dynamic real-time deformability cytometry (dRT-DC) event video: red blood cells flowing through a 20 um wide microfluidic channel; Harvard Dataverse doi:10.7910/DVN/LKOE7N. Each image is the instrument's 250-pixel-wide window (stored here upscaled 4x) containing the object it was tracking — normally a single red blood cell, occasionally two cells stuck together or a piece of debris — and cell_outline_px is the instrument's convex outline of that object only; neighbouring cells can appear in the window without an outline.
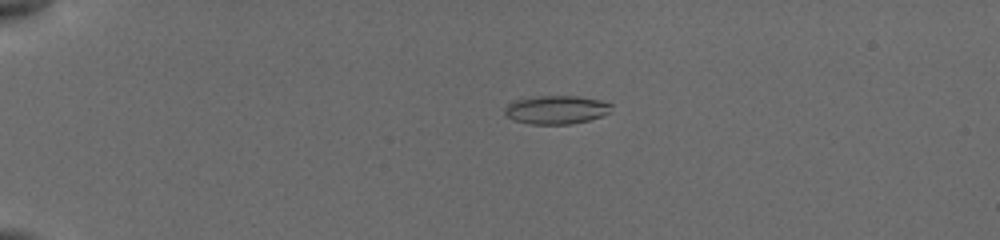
{"species": "common noctule bat (a hibernating species)", "species_latin": "Nyctalus noctula", "temperature_condition": "cold", "stored_images_in_passage": 20, "camera_frame_rate_fps": 3000, "um_per_image_px": 0.085, "animal": {"sex": "female", "body_mass_g": 19.5, "forearm_length_mm": 54.1}, "frame": {"image": 1, "passage_image": 5, "time_ms": 2.0, "image_size_px": [1000, 240], "cell_outline_px": [[612, 112], [588, 120], [572, 124], [532, 124], [512, 120], [504, 112], [504, 108], [508, 104], [516, 100], [540, 96], [576, 96], [600, 100], [612, 104]], "centroid_in_image_um": [47.3, 9.33], "position_along_channel_um": 37.7, "area_um2": 17.63}}
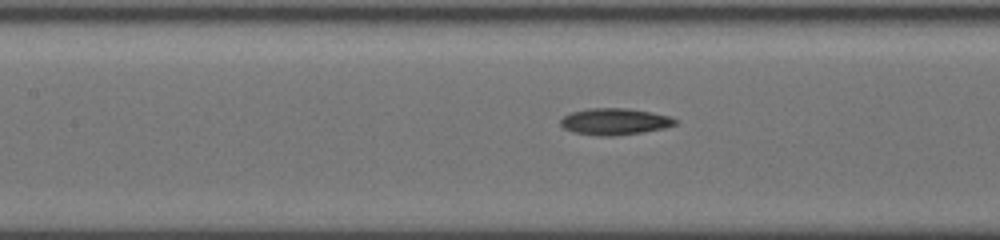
{"frame": {"image": 2, "passage_image": 16, "time_ms": 6.667, "image_size_px": [1000, 240], "cell_outline_px": [[676, 124], [664, 128], [640, 132], [612, 136], [596, 136], [572, 132], [564, 128], [560, 124], [560, 120], [564, 116], [572, 112], [588, 108], [628, 108], [668, 116], [676, 120]], "centroid_in_image_um": [52.19, 10.33], "position_along_channel_um": 155.2, "area_um2": 17.57}}
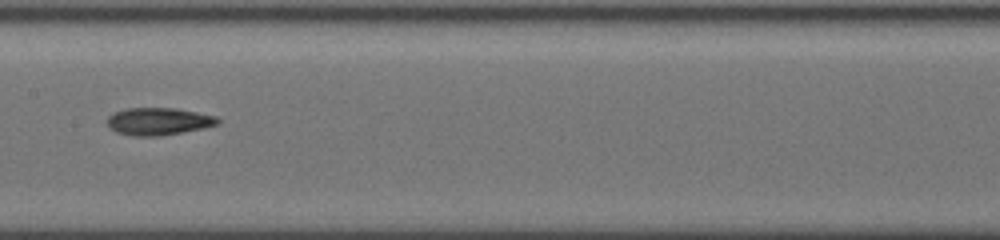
{"frame": {"image": 3, "passage_image": 18, "time_ms": 7.667, "image_size_px": [1000, 240], "cell_outline_px": [[220, 124], [204, 128], [184, 132], [160, 136], [132, 136], [116, 132], [108, 124], [108, 116], [112, 112], [128, 108], [176, 108], [216, 116], [220, 120]], "centroid_in_image_um": [13.49, 10.32], "position_along_channel_um": 193.9, "area_um2": 17.74}}